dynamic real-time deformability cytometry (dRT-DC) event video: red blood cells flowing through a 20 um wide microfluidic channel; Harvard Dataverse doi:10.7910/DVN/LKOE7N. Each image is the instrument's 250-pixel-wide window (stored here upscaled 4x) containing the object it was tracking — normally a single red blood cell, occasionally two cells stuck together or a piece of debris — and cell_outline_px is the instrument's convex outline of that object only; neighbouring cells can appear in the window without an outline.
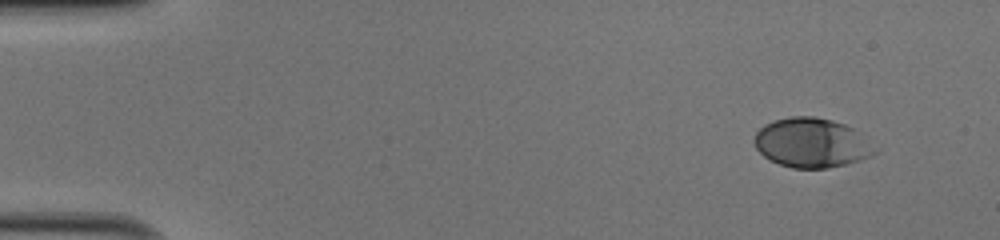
{"species": "human", "species_latin": "Homo sapiens", "temperature_condition": "cold", "stored_images_in_passage": 47, "camera_frame_rate_fps": 3000, "um_per_image_px": 0.085, "donor": {"sex": "male"}, "frame": {"image": 1, "passage_image": 1, "time_ms": 0.0, "image_size_px": [1000, 240], "cell_outline_px": [[880, 152], [872, 156], [860, 160], [828, 168], [792, 168], [768, 160], [756, 148], [752, 140], [756, 132], [764, 124], [788, 116], [816, 116], [832, 120], [844, 124], [852, 128]], "centroid_in_image_um": [68.95, 12.14], "position_along_channel_um": 16.0, "area_um2": 34.74}}
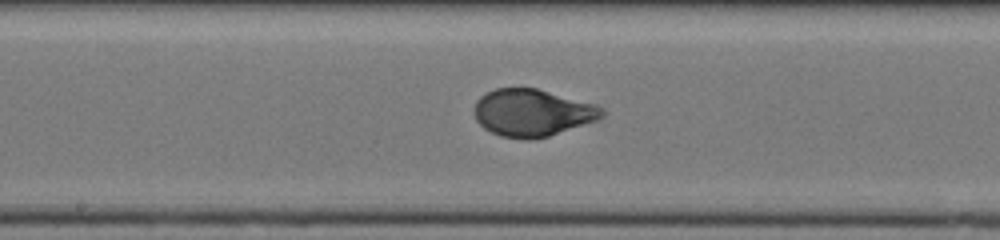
{"frame": {"image": 2, "passage_image": 24, "time_ms": 7.667, "image_size_px": [1000, 240], "cell_outline_px": [[604, 116], [596, 120], [548, 136], [532, 140], [524, 140], [500, 136], [484, 128], [476, 120], [476, 100], [480, 96], [496, 88], [536, 88], [592, 104], [600, 108], [604, 112]], "centroid_in_image_um": [45.21, 9.6], "position_along_channel_um": 203.0, "area_um2": 34.56}}
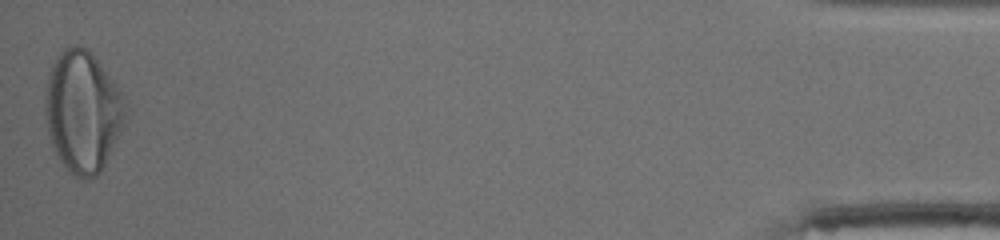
{"frame": {"image": 3, "passage_image": 47, "time_ms": 15.333, "image_size_px": [1000, 240], "cell_outline_px": [[124, 124], [100, 172], [96, 176], [88, 180], [80, 180], [68, 172], [60, 160], [52, 144], [48, 132], [44, 112], [44, 96], [48, 72], [56, 56], [68, 44], [76, 44], [84, 48], [96, 60], [112, 80], [124, 96]], "centroid_in_image_um": [6.98, 9.49], "position_along_channel_um": 428.2, "area_um2": 56.47}, "authors_computed_cell_mechanics": {"area_um2": 34.7378, "velocity_mm_per_s": 4.0741, "shape_relaxation_time_tau1_ms": 3.8449, "shape_relaxation_time_tau2_ms": null, "deformation_change_tau1": 0.1796, "deformation_change_tau2": null}}